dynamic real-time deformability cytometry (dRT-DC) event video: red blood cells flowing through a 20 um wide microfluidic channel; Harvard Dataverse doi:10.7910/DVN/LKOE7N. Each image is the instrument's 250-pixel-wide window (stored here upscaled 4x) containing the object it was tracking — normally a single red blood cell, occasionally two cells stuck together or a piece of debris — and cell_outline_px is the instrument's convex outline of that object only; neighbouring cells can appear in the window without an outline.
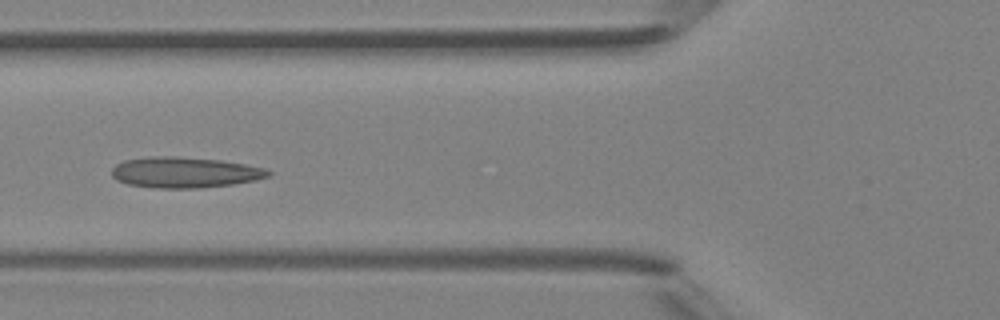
{"species": "Egyptian fruit bat (a non-hibernating species)", "species_latin": "Rousettus aegyptiacus", "temperature_condition": "room temperature", "stored_images_in_passage": 4, "camera_frame_rate_fps": 3000, "um_per_image_px": 0.085, "animal": {"sex": "female"}, "frame": {"image": 1, "passage_image": 4, "time_ms": 3.333, "image_size_px": [1000, 320], "cell_outline_px": [[272, 176], [232, 184], [200, 188], [156, 188], [128, 184], [116, 180], [112, 176], [112, 168], [116, 164], [124, 160], [152, 156], [172, 156], [220, 160], [244, 164], [264, 168], [272, 172]], "centroid_in_image_um": [15.68, 14.65], "position_along_channel_um": 110.1, "area_um2": 27.98}}